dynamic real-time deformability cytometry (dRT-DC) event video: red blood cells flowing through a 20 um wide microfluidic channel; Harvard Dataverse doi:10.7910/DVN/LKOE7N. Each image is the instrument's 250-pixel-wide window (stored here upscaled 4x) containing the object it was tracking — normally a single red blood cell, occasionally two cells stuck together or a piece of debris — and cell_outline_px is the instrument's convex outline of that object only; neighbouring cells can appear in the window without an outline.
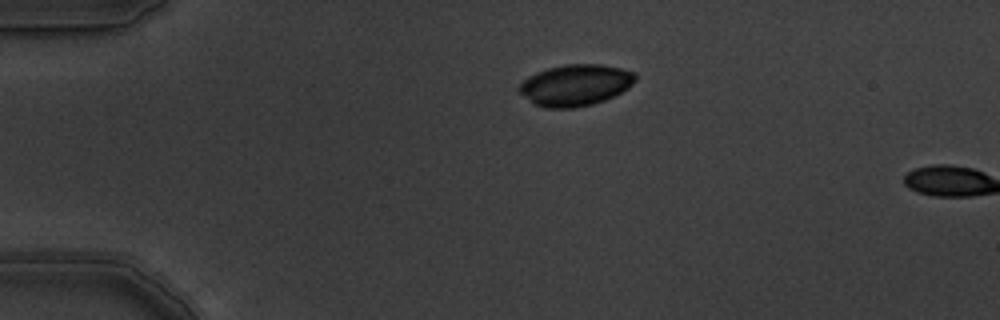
{"species": "common noctule bat (a hibernating species)", "species_latin": "Nyctalus noctula", "temperature_condition": "warm", "stored_images_in_passage": 2, "camera_frame_rate_fps": 3000, "um_per_image_px": 0.085, "animal": {"sex": "male", "body_mass_g": 19.5, "forearm_length_mm": 54.6}, "frame": {"image": 1, "passage_image": 1, "time_ms": 0.0, "image_size_px": [1000, 320], "cell_outline_px": [[636, 80], [628, 88], [604, 100], [592, 104], [572, 108], [548, 108], [536, 104], [520, 92], [516, 88], [528, 76], [536, 72], [548, 68], [564, 64], [600, 64], [620, 68], [636, 72]], "centroid_in_image_um": [48.92, 7.22], "position_along_channel_um": 36.1, "area_um2": 27.8}}